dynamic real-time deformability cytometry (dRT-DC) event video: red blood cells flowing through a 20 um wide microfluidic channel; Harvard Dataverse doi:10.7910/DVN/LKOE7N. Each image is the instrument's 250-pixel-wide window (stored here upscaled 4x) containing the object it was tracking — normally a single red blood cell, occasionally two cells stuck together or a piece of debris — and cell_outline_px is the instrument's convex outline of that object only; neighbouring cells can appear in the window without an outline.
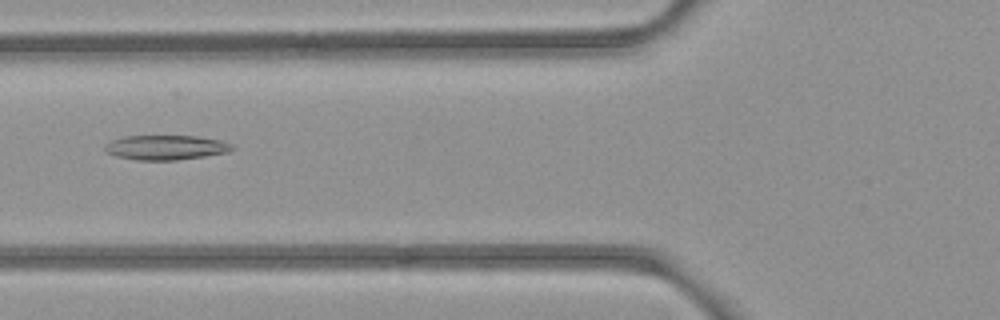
{"species": "common noctule bat (a hibernating species)", "species_latin": "Nyctalus noctula", "temperature_condition": "room temperature", "stored_images_in_passage": 38, "camera_frame_rate_fps": 3000, "um_per_image_px": 0.085, "animal": {"sex": "female", "body_mass_g": 21.9}, "frame": {"image": 1, "passage_image": 6, "time_ms": 1.667, "image_size_px": [1000, 320], "cell_outline_px": [[236, 148], [228, 152], [204, 156], [176, 160], [136, 160], [116, 156], [104, 152], [104, 144], [112, 140], [124, 136], [196, 136], [220, 140], [232, 144]], "centroid_in_image_um": [14.07, 12.53], "position_along_channel_um": 111.7, "area_um2": 18.38}}
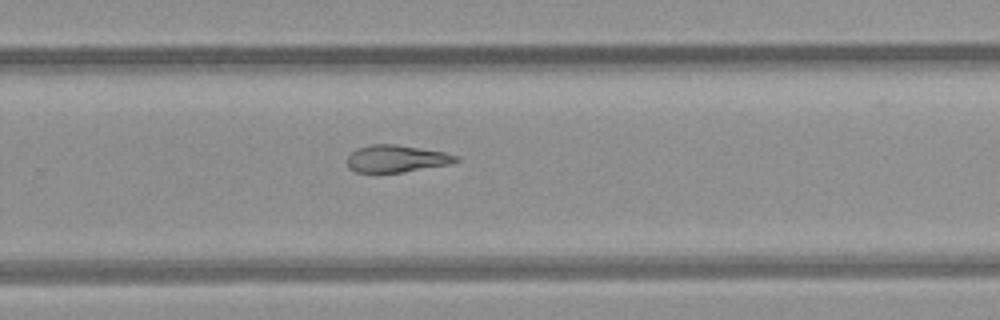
{"frame": {"image": 2, "passage_image": 20, "time_ms": 6.333, "image_size_px": [1000, 320], "cell_outline_px": [[460, 160], [448, 164], [400, 172], [356, 172], [348, 168], [348, 156], [356, 148], [372, 144], [396, 144], [444, 152], [456, 156]], "centroid_in_image_um": [33.65, 13.47], "position_along_channel_um": 296.2, "area_um2": 16.94}}
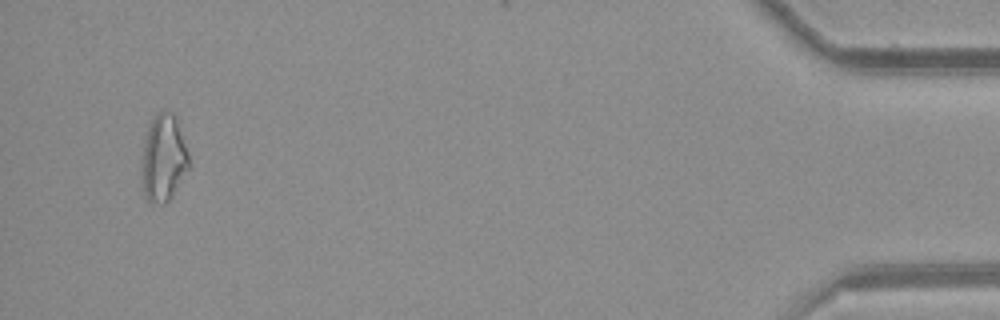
{"frame": {"image": 3, "passage_image": 36, "time_ms": 11.667, "image_size_px": [1000, 320], "cell_outline_px": [[188, 168], [172, 196], [164, 204], [148, 204], [144, 196], [140, 172], [140, 164], [148, 124], [152, 116], [156, 112], [172, 112], [176, 116], [188, 152]], "centroid_in_image_um": [13.85, 13.46], "position_along_channel_um": 421.4, "area_um2": 24.33}}